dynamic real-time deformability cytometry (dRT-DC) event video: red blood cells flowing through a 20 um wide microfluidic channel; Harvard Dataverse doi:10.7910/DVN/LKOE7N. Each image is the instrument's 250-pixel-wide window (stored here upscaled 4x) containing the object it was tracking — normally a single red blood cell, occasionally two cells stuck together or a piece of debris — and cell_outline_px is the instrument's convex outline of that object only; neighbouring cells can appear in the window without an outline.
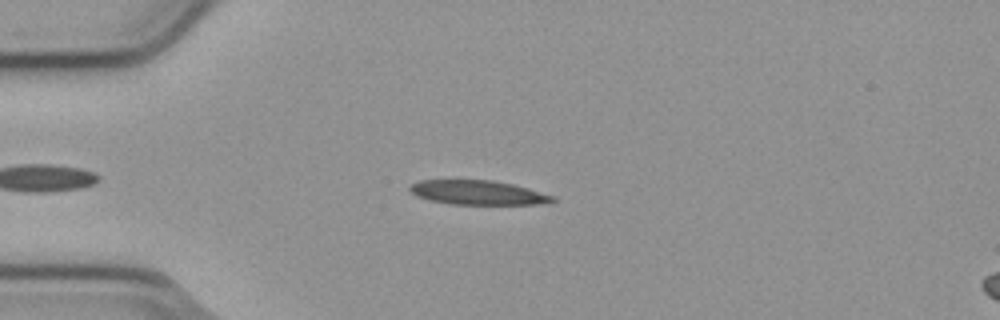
{"species": "common noctule bat (a hibernating species)", "species_latin": "Nyctalus noctula", "temperature_condition": "cold", "stored_images_in_passage": 40, "camera_frame_rate_fps": 3000, "um_per_image_px": 0.085, "animal": {"sex": "male", "body_mass_g": 23.1, "forearm_length_mm": 52.7}, "frame": {"image": 1, "passage_image": 3, "time_ms": 0.667, "image_size_px": [1000, 320], "cell_outline_px": [[556, 200], [536, 204], [452, 204], [432, 200], [420, 196], [412, 192], [408, 188], [412, 184], [420, 180], [492, 180], [512, 184], [528, 188], [556, 196]], "centroid_in_image_um": [40.66, 16.36], "position_along_channel_um": 44.3, "area_um2": 19.88}}
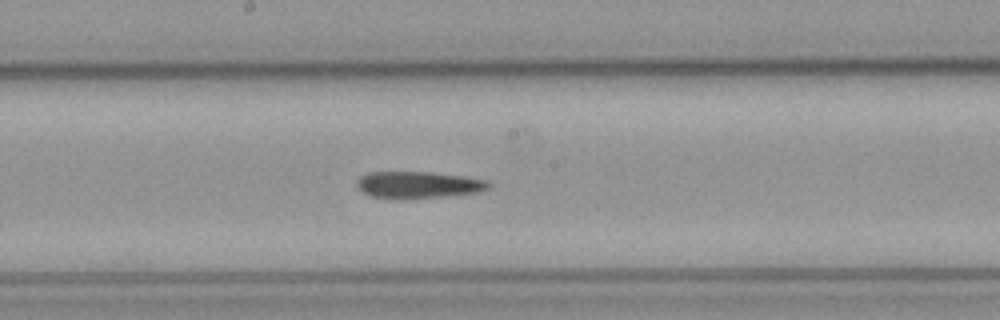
{"frame": {"image": 2, "passage_image": 18, "time_ms": 5.667, "image_size_px": [1000, 320], "cell_outline_px": [[492, 184], [488, 188], [476, 192], [444, 196], [372, 196], [364, 192], [356, 184], [356, 180], [360, 176], [368, 172], [432, 172], [488, 180]], "centroid_in_image_um": [35.58, 15.66], "position_along_channel_um": 212.6, "area_um2": 19.54}}
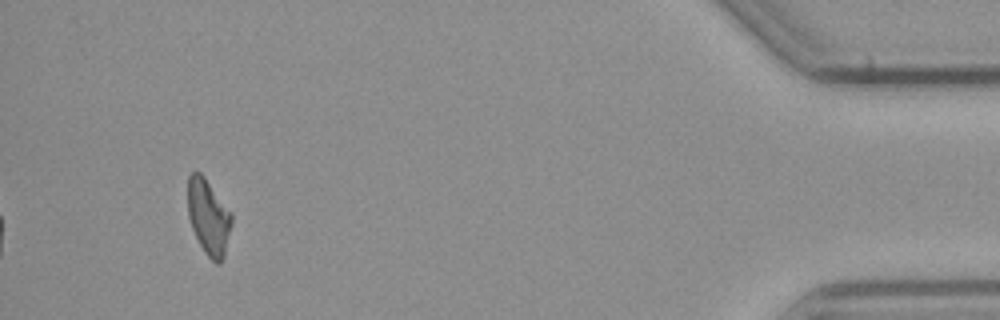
{"frame": {"image": 3, "passage_image": 40, "time_ms": 13.0, "image_size_px": [1000, 320], "cell_outline_px": [[232, 224], [224, 256], [220, 264], [216, 264], [204, 252], [192, 228], [188, 216], [188, 176], [192, 172], [200, 172], [204, 176], [232, 212]], "centroid_in_image_um": [17.74, 18.44], "position_along_channel_um": 417.5, "area_um2": 19.36}, "authors_computed_cell_mechanics": {"area_um2": 20.5768, "velocity_mm_per_s": 3.7876, "shape_relaxation_time_tau1_ms": null, "shape_relaxation_time_tau2_ms": 4.9278, "deformation_change_tau1": null, "deformation_change_tau2": 0.1464}}